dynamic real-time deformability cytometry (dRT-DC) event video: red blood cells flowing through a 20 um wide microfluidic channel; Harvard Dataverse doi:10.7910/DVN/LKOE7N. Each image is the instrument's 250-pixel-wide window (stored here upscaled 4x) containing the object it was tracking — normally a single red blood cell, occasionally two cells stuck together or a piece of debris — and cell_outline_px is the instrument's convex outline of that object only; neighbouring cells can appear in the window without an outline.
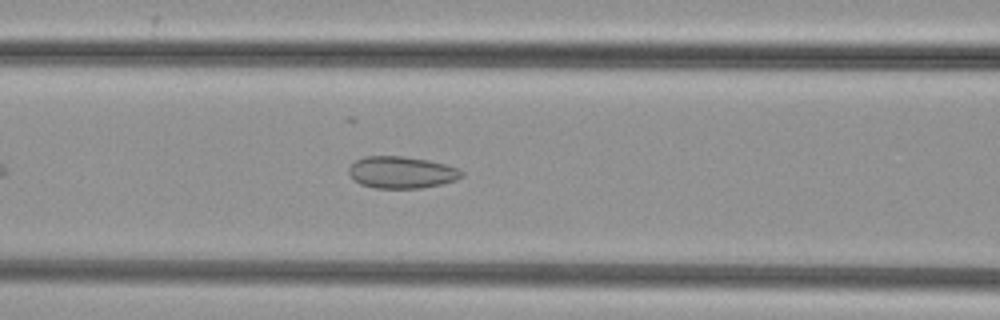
{"species": "common noctule bat (a hibernating species)", "species_latin": "Nyctalus noctula", "temperature_condition": "cold", "stored_images_in_passage": 36, "camera_frame_rate_fps": 3000, "um_per_image_px": 0.085, "animal": {"sex": "female", "body_mass_g": 29.2, "forearm_length_mm": 56.3}, "frame": {"image": 1, "passage_image": 6, "time_ms": 1.667, "image_size_px": [1000, 320], "cell_outline_px": [[464, 176], [456, 180], [440, 184], [420, 188], [376, 188], [360, 184], [348, 172], [348, 168], [356, 160], [364, 156], [404, 156], [428, 160], [444, 164], [456, 168], [464, 172]], "centroid_in_image_um": [34.14, 14.64], "position_along_channel_um": 132.5, "area_um2": 20.87}}
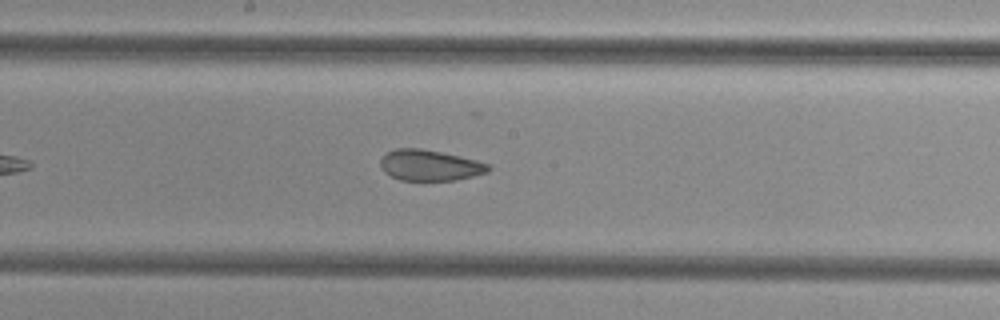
{"frame": {"image": 2, "passage_image": 12, "time_ms": 3.667, "image_size_px": [1000, 320], "cell_outline_px": [[492, 168], [488, 172], [456, 180], [400, 180], [384, 172], [380, 164], [380, 160], [388, 152], [396, 148], [420, 148], [460, 156], [476, 160], [488, 164]], "centroid_in_image_um": [36.54, 14.05], "position_along_channel_um": 211.7, "area_um2": 19.25}}
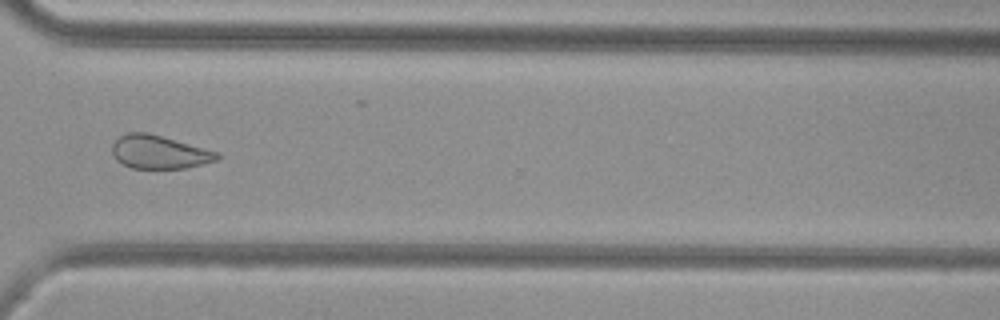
{"frame": {"image": 3, "passage_image": 23, "time_ms": 7.333, "image_size_px": [1000, 320], "cell_outline_px": [[220, 156], [216, 160], [188, 168], [132, 168], [116, 160], [112, 152], [112, 144], [120, 136], [128, 132], [148, 132], [220, 152]], "centroid_in_image_um": [13.54, 12.92], "position_along_channel_um": 357.1, "area_um2": 20.4}}